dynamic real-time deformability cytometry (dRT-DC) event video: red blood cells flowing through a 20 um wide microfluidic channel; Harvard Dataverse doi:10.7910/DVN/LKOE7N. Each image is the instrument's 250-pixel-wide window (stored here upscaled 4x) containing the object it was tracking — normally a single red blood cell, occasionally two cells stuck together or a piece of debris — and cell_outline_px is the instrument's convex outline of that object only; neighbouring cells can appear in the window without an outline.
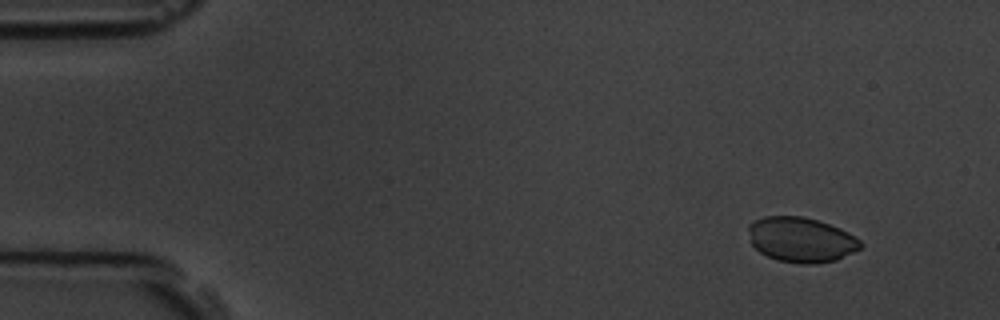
{"species": "common noctule bat (a hibernating species)", "species_latin": "Nyctalus noctula", "temperature_condition": "room temperature", "stored_images_in_passage": 4, "camera_frame_rate_fps": 3000, "um_per_image_px": 0.085, "animal": {"sex": "male", "body_mass_g": 19.5, "forearm_length_mm": 54.6}, "frame": {"image": 1, "passage_image": 1, "time_ms": 0.0, "image_size_px": [1000, 320], "cell_outline_px": [[860, 248], [836, 260], [816, 264], [800, 264], [776, 260], [760, 252], [752, 244], [748, 228], [748, 224], [764, 216], [800, 216], [816, 220], [840, 228], [856, 236], [860, 240]], "centroid_in_image_um": [68.08, 20.38], "position_along_channel_um": 16.9, "area_um2": 29.25}}